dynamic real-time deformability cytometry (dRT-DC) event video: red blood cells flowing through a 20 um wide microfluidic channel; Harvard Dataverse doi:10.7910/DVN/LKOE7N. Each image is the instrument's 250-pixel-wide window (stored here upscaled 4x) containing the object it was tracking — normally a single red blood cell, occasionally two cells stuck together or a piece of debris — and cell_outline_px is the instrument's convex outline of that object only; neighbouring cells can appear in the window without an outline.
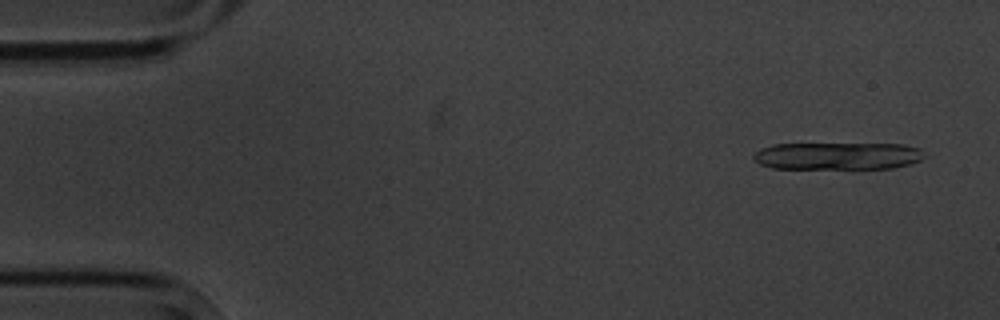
{"species": "common noctule bat (a hibernating species)", "species_latin": "Nyctalus noctula", "temperature_condition": "cold", "stored_images_in_passage": 5, "camera_frame_rate_fps": 3000, "um_per_image_px": 0.085, "animal": {"sex": "male", "body_mass_g": 20.1, "forearm_length_mm": 53.5}, "frame": {"image": 1, "passage_image": 1, "time_ms": 0.0, "image_size_px": [1000, 320], "cell_outline_px": [[924, 156], [920, 160], [908, 164], [892, 168], [860, 172], [772, 168], [760, 164], [752, 156], [760, 148], [772, 144], [904, 144], [920, 148]], "centroid_in_image_um": [71.2, 13.31], "position_along_channel_um": 13.8, "area_um2": 28.78}}